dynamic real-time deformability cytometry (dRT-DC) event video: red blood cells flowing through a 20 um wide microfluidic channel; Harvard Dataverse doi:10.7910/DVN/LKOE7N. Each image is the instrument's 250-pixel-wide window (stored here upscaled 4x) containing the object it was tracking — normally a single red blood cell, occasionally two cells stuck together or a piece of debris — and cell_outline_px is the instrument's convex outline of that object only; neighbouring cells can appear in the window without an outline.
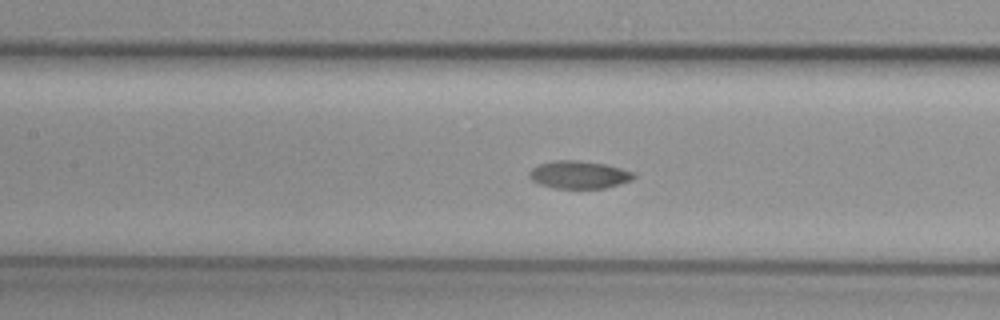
{"species": "common noctule bat (a hibernating species)", "species_latin": "Nyctalus noctula", "temperature_condition": "cold", "stored_images_in_passage": 54, "camera_frame_rate_fps": 3000, "um_per_image_px": 0.085, "animal": {"sex": "female", "body_mass_g": 29.2, "forearm_length_mm": 56.3}, "frame": {"image": 1, "passage_image": 24, "time_ms": 7.667, "image_size_px": [1000, 320], "cell_outline_px": [[636, 176], [632, 180], [620, 184], [604, 188], [556, 188], [540, 184], [532, 180], [528, 176], [528, 172], [532, 168], [540, 164], [556, 160], [576, 160], [608, 164], [636, 172]], "centroid_in_image_um": [49.26, 14.84], "position_along_channel_um": 158.1, "area_um2": 16.99}}
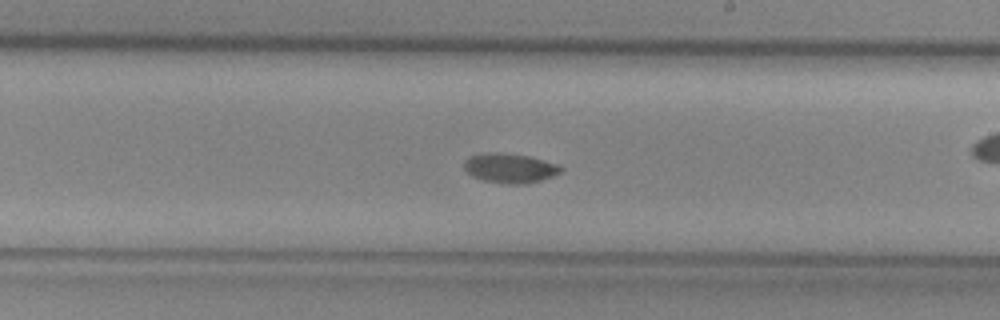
{"frame": {"image": 2, "passage_image": 31, "time_ms": 10.0, "image_size_px": [1000, 320], "cell_outline_px": [[564, 168], [560, 172], [552, 176], [540, 180], [524, 184], [508, 184], [484, 180], [472, 176], [464, 168], [464, 160], [468, 156], [488, 152], [496, 152], [528, 156], [560, 164]], "centroid_in_image_um": [43.34, 14.28], "position_along_channel_um": 245.7, "area_um2": 16.65}, "authors_computed_cell_mechanics": {"area_um2": 16.5597, "velocity_mm_per_s": 3.7658, "shape_relaxation_time_tau1_ms": 11.0752, "shape_relaxation_time_tau2_ms": null, "deformation_change_tau1": 0.1923, "deformation_change_tau2": null}}